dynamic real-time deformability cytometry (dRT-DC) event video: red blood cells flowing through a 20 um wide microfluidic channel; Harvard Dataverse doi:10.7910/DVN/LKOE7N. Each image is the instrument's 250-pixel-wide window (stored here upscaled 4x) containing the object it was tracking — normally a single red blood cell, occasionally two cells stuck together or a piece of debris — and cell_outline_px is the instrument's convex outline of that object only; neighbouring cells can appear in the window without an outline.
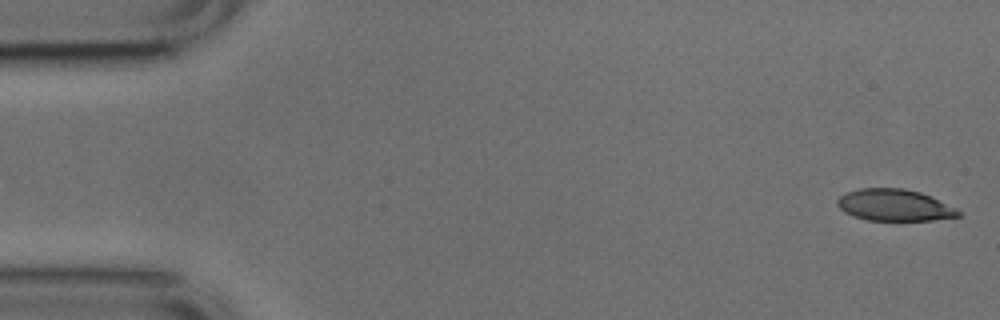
{"species": "common noctule bat (a hibernating species)", "species_latin": "Nyctalus noctula", "temperature_condition": "cold", "stored_images_in_passage": 51, "camera_frame_rate_fps": 3000, "um_per_image_px": 0.085, "animal": {"sex": "male", "body_mass_g": 17.9, "forearm_length_mm": 54.2}, "frame": {"image": 1, "passage_image": 1, "time_ms": 0.0, "image_size_px": [1000, 320], "cell_outline_px": [[964, 212], [960, 216], [932, 220], [868, 220], [844, 212], [836, 204], [836, 200], [840, 196], [848, 192], [860, 188], [904, 188], [920, 192], [956, 208]], "centroid_in_image_um": [76.04, 17.43], "position_along_channel_um": 9.0, "area_um2": 22.2}}
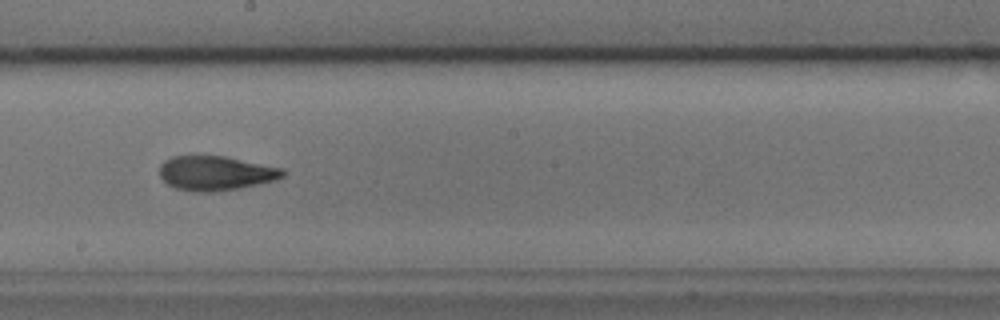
{"frame": {"image": 2, "passage_image": 28, "time_ms": 9.0, "image_size_px": [1000, 320], "cell_outline_px": [[288, 172], [284, 176], [272, 180], [240, 188], [216, 192], [196, 192], [176, 188], [168, 184], [160, 176], [160, 164], [164, 160], [172, 156], [224, 156], [284, 168]], "centroid_in_image_um": [18.34, 14.72], "position_along_channel_um": 229.9, "area_um2": 24.74}}
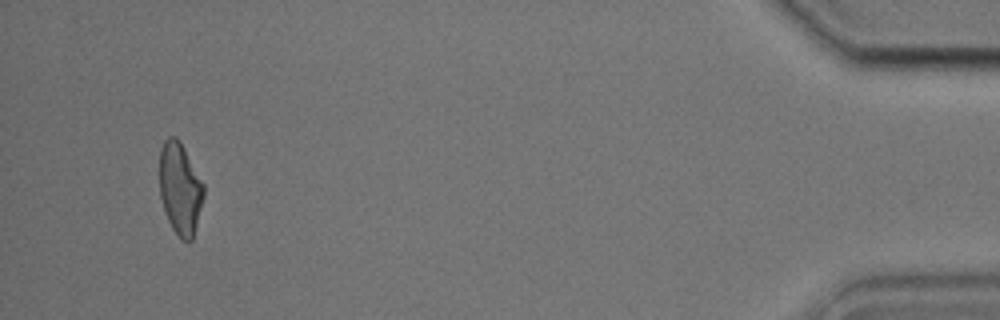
{"frame": {"image": 3, "passage_image": 49, "time_ms": 16.0, "image_size_px": [1000, 320], "cell_outline_px": [[204, 196], [192, 240], [184, 240], [172, 228], [168, 220], [160, 196], [160, 148], [164, 140], [168, 136], [176, 136], [180, 140], [204, 184]], "centroid_in_image_um": [15.3, 15.97], "position_along_channel_um": 419.9, "area_um2": 23.47}, "authors_computed_cell_mechanics": {"area_um2": 24.1026, "velocity_mm_per_s": 3.8098, "shape_relaxation_time_tau1_ms": 5.1029, "shape_relaxation_time_tau2_ms": 2.3405, "deformation_change_tau1": 0.1737, "deformation_change_tau2": 0.0933}}